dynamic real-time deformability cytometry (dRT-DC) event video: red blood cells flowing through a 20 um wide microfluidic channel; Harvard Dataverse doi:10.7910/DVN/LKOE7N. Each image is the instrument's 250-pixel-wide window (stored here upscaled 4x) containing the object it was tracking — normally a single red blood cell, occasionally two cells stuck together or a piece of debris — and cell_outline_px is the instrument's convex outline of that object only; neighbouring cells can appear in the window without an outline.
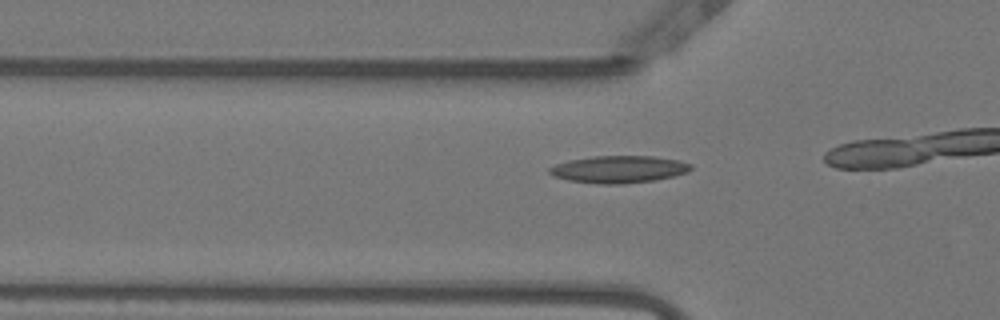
{"species": "Egyptian fruit bat (a non-hibernating species)", "species_latin": "Rousettus aegyptiacus", "temperature_condition": "warm", "stored_images_in_passage": 9, "camera_frame_rate_fps": 3000, "um_per_image_px": 0.085, "animal": {"sex": "female"}, "frame": {"image": 1, "passage_image": 6, "time_ms": 1.667, "image_size_px": [1000, 320], "cell_outline_px": [[692, 168], [688, 172], [672, 176], [652, 180], [624, 184], [596, 184], [568, 180], [552, 176], [548, 172], [548, 168], [556, 164], [568, 160], [592, 156], [652, 156], [680, 160], [692, 164]], "centroid_in_image_um": [52.57, 14.39], "position_along_channel_um": 73.2, "area_um2": 22.54}}